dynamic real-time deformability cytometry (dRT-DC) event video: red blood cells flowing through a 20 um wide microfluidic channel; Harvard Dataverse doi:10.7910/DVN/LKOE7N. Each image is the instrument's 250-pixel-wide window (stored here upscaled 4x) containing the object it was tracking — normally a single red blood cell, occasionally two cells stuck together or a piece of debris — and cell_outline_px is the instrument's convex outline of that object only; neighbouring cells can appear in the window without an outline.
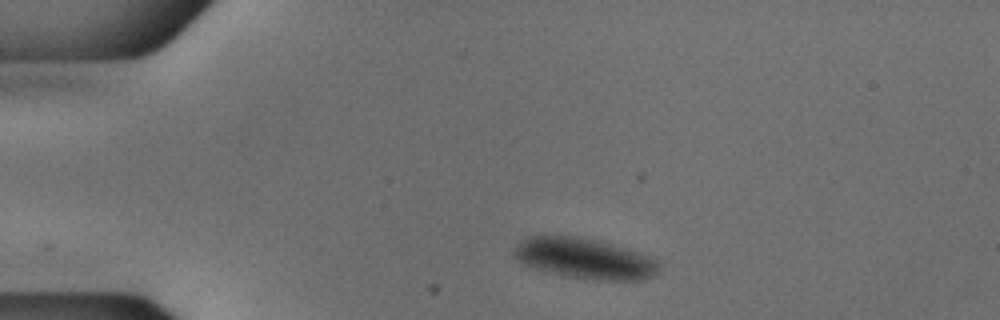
{"species": "common noctule bat (a hibernating species)", "species_latin": "Nyctalus noctula", "temperature_condition": "cold", "stored_images_in_passage": 36, "camera_frame_rate_fps": 3000, "um_per_image_px": 0.085, "animal": {"sex": "male", "body_mass_g": 18.8}, "frame": {"image": 1, "passage_image": 1, "time_ms": 0.0, "image_size_px": [1000, 320], "cell_outline_px": [[660, 264], [656, 272], [652, 276], [644, 280], [596, 280], [572, 276], [552, 272], [536, 268], [524, 264], [516, 260], [512, 256], [512, 248], [520, 240], [532, 236], [576, 236], [600, 240], [628, 248], [648, 256], [656, 260]], "centroid_in_image_um": [49.67, 21.95], "position_along_channel_um": 35.3, "area_um2": 34.22}}
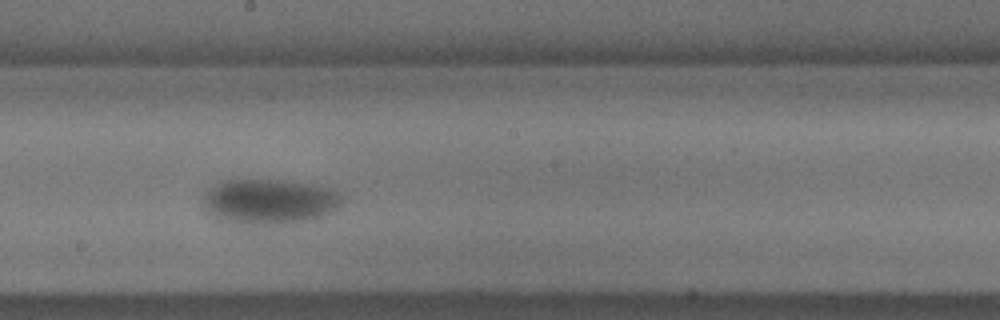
{"frame": {"image": 2, "passage_image": 20, "time_ms": 6.333, "image_size_px": [1000, 320], "cell_outline_px": [[340, 208], [332, 212], [308, 220], [284, 224], [264, 224], [228, 220], [216, 216], [208, 212], [204, 204], [204, 196], [216, 184], [224, 180], [284, 180], [312, 184], [332, 188], [340, 192]], "centroid_in_image_um": [22.99, 17.1], "position_along_channel_um": 225.2, "area_um2": 35.78}}
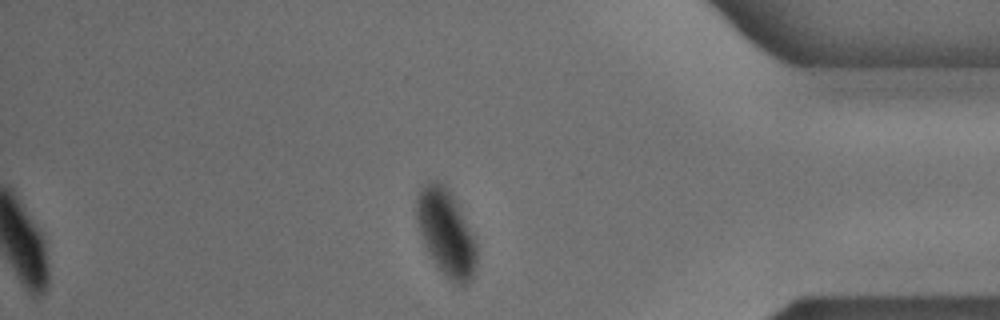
{"frame": {"image": 3, "passage_image": 36, "time_ms": 11.667, "image_size_px": [1000, 320], "cell_outline_px": [[476, 268], [472, 280], [468, 284], [456, 284], [436, 264], [428, 252], [420, 236], [416, 220], [416, 196], [420, 188], [428, 180], [436, 180], [444, 184], [448, 188], [476, 244]], "centroid_in_image_um": [37.87, 19.75], "position_along_channel_um": 397.3, "area_um2": 29.71}}